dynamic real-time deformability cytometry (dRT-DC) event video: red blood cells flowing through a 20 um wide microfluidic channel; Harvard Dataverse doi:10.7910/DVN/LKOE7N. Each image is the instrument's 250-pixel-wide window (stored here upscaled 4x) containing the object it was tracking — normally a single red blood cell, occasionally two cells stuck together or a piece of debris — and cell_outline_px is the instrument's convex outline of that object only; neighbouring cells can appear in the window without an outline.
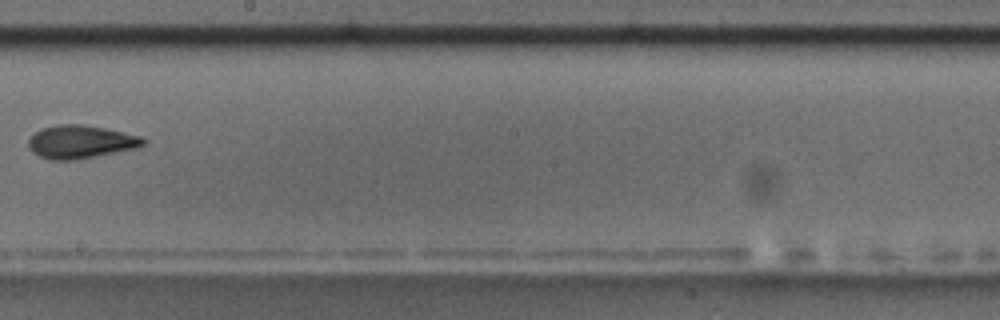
{"species": "common noctule bat (a hibernating species)", "species_latin": "Nyctalus noctula", "temperature_condition": "room temperature", "stored_images_in_passage": 13, "camera_frame_rate_fps": 3000, "um_per_image_px": 0.085, "animal": {"sex": "male", "body_mass_g": 17.5, "forearm_length_mm": 52.3}, "frame": {"image": 1, "passage_image": 6, "time_ms": 6.667, "image_size_px": [1000, 320], "cell_outline_px": [[144, 144], [136, 148], [72, 160], [52, 160], [40, 156], [32, 152], [28, 148], [28, 140], [40, 128], [56, 124], [84, 124], [104, 128], [140, 136], [144, 140]], "centroid_in_image_um": [6.79, 12.04], "position_along_channel_um": 241.4, "area_um2": 21.91}}